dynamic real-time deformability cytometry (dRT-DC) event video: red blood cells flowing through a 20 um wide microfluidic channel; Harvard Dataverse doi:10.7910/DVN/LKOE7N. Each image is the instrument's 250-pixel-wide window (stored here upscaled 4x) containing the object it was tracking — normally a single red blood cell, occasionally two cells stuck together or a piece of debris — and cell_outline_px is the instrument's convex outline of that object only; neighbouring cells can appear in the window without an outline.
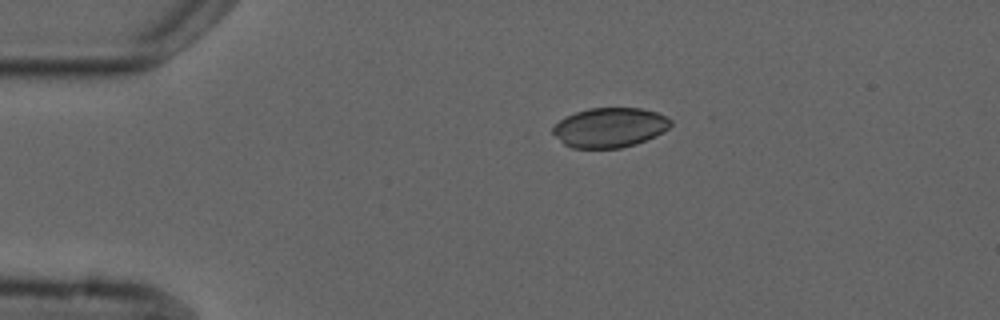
{"species": "common noctule bat (a hibernating species)", "species_latin": "Nyctalus noctula", "temperature_condition": "cold", "stored_images_in_passage": 6, "camera_frame_rate_fps": 3000, "um_per_image_px": 0.085, "animal": {"sex": "male", "forearm_length_mm": 52.5}, "frame": {"image": 1, "passage_image": 1, "time_ms": 0.0, "image_size_px": [1000, 320], "cell_outline_px": [[672, 124], [668, 128], [656, 136], [636, 144], [620, 148], [572, 148], [564, 144], [552, 132], [552, 128], [560, 120], [576, 112], [588, 108], [640, 108], [656, 112], [672, 120]], "centroid_in_image_um": [51.84, 10.84], "position_along_channel_um": 33.2, "area_um2": 27.11}}
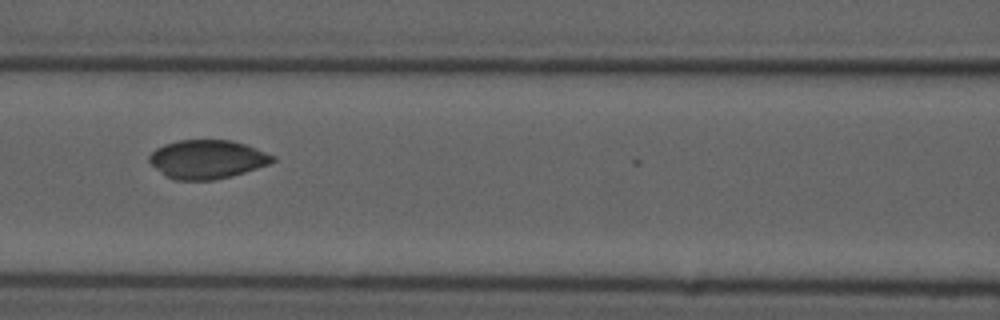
{"frame": {"image": 2, "passage_image": 4, "time_ms": 4.333, "image_size_px": [1000, 320], "cell_outline_px": [[276, 160], [268, 164], [244, 172], [212, 180], [176, 180], [168, 176], [152, 164], [148, 160], [148, 156], [156, 148], [164, 144], [180, 140], [232, 140], [256, 148], [276, 156]], "centroid_in_image_um": [17.62, 13.52], "position_along_channel_um": 149.0, "area_um2": 27.46}}
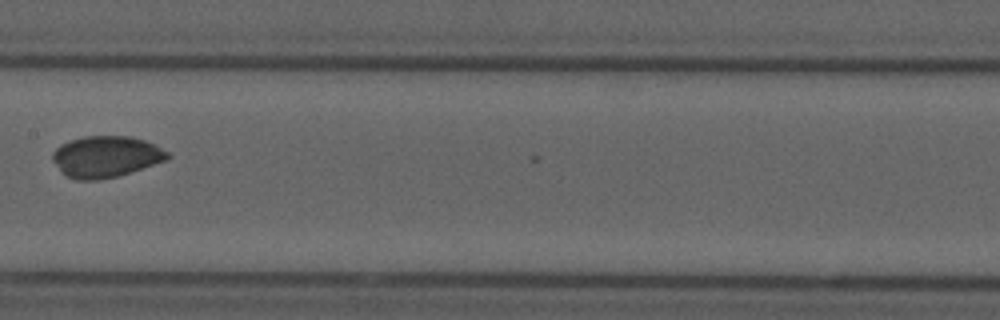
{"frame": {"image": 3, "passage_image": 5, "time_ms": 5.667, "image_size_px": [1000, 320], "cell_outline_px": [[172, 156], [168, 160], [116, 176], [100, 180], [76, 180], [68, 176], [52, 160], [52, 152], [60, 144], [84, 136], [128, 136], [144, 140], [168, 152]], "centroid_in_image_um": [9.01, 13.31], "position_along_channel_um": 198.4, "area_um2": 27.4}}